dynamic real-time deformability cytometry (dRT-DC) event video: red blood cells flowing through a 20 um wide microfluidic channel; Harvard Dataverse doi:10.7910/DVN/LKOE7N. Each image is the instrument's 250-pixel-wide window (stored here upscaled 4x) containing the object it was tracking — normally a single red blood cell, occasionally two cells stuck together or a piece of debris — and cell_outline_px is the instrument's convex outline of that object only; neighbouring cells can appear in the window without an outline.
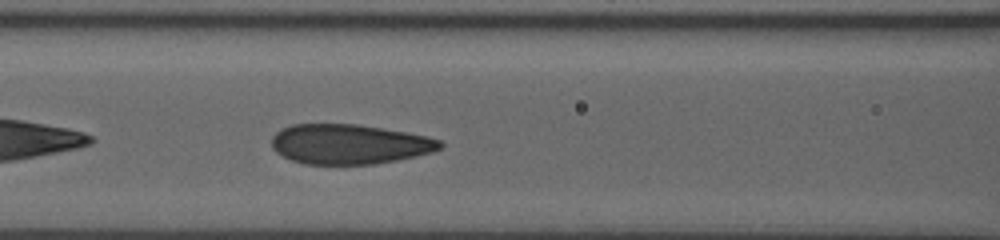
{"species": "human", "species_latin": "Homo sapiens", "temperature_condition": "room temperature", "stored_images_in_passage": 11, "camera_frame_rate_fps": 3000, "um_per_image_px": 0.085, "donor": {"sex": "male"}, "frame": {"image": 1, "passage_image": 11, "time_ms": 4.333, "image_size_px": [1000, 240], "cell_outline_px": [[444, 144], [440, 148], [432, 152], [416, 156], [376, 164], [304, 164], [292, 160], [276, 152], [272, 148], [272, 136], [280, 128], [292, 124], [356, 124], [428, 136], [440, 140]], "centroid_in_image_um": [29.67, 12.25], "position_along_channel_um": 136.9, "area_um2": 39.07}}